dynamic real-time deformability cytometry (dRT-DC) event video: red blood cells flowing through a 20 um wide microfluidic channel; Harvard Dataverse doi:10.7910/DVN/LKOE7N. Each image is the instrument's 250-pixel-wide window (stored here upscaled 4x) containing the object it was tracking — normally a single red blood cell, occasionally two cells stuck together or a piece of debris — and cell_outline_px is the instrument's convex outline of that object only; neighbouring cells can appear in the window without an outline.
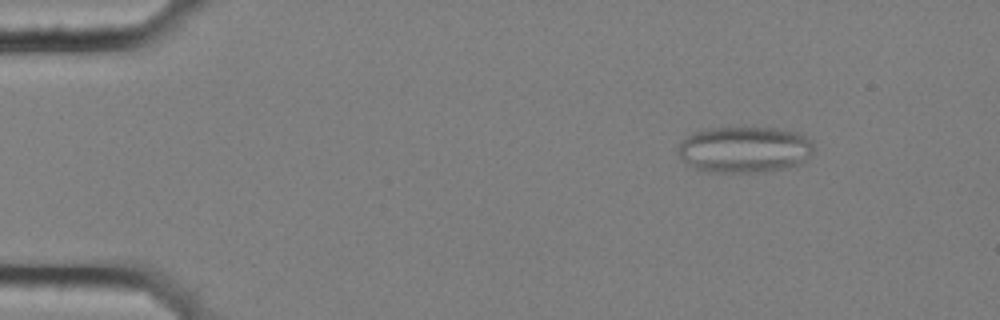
{"species": "common noctule bat (a hibernating species)", "species_latin": "Nyctalus noctula", "temperature_condition": "cold", "stored_images_in_passage": 58, "camera_frame_rate_fps": 3000, "um_per_image_px": 0.085, "animal": {"sex": "female", "body_mass_g": 25.1}, "frame": {"image": 1, "passage_image": 8, "time_ms": 2.333, "image_size_px": [1000, 320], "cell_outline_px": [[812, 152], [800, 164], [788, 168], [764, 172], [712, 172], [696, 168], [684, 160], [676, 152], [676, 148], [688, 136], [696, 132], [712, 128], [776, 128], [800, 132], [812, 140]], "centroid_in_image_um": [63.32, 12.71], "position_along_channel_um": 21.7, "area_um2": 36.47}}
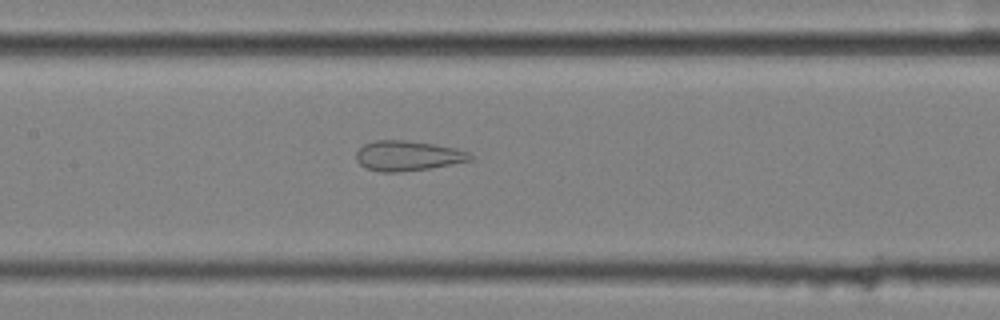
{"frame": {"image": 2, "passage_image": 28, "time_ms": 9.0, "image_size_px": [1000, 320], "cell_outline_px": [[472, 160], [428, 168], [400, 172], [380, 172], [364, 168], [356, 160], [356, 152], [364, 144], [376, 140], [404, 140], [432, 144], [456, 148], [468, 152], [472, 156]], "centroid_in_image_um": [34.61, 13.24], "position_along_channel_um": 172.8, "area_um2": 19.83}}
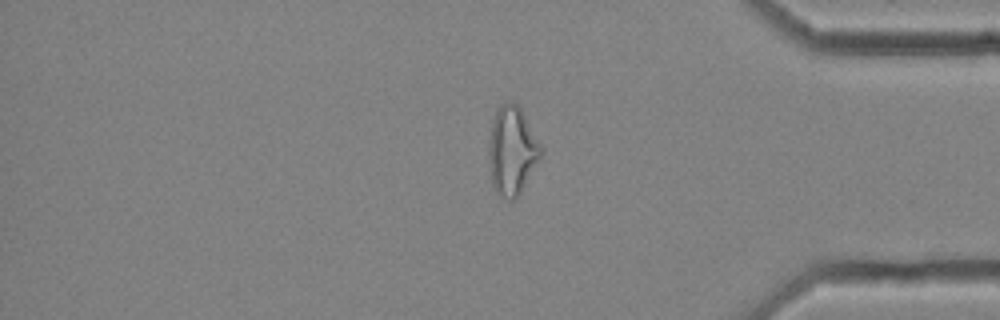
{"frame": {"image": 3, "passage_image": 48, "time_ms": 15.667, "image_size_px": [1000, 320], "cell_outline_px": [[544, 152], [520, 192], [512, 200], [508, 200], [500, 196], [496, 192], [492, 184], [492, 120], [496, 112], [504, 104], [512, 100], [520, 108], [544, 148]], "centroid_in_image_um": [43.61, 12.81], "position_along_channel_um": 391.6, "area_um2": 25.72}}